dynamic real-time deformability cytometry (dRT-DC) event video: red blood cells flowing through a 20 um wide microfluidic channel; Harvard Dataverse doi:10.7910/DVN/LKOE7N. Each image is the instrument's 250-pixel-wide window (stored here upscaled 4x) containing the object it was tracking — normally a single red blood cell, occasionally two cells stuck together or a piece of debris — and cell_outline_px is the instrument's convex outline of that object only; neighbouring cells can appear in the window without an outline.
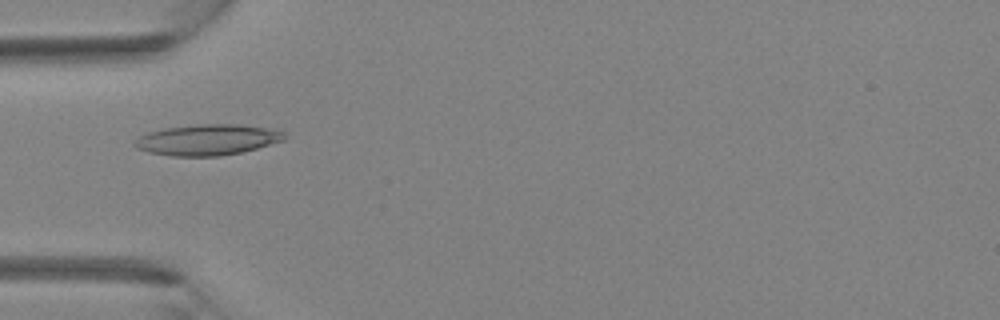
{"species": "Egyptian fruit bat (a non-hibernating species)", "species_latin": "Rousettus aegyptiacus", "temperature_condition": "room temperature", "stored_images_in_passage": 5, "camera_frame_rate_fps": 3000, "um_per_image_px": 0.085, "animal": {"sex": "female"}, "frame": {"image": 1, "passage_image": 4, "time_ms": 1.0, "image_size_px": [1000, 320], "cell_outline_px": [[288, 136], [284, 140], [256, 148], [240, 152], [220, 156], [172, 156], [148, 152], [136, 148], [132, 144], [140, 136], [148, 132], [164, 128], [204, 124], [240, 124], [268, 128], [284, 132]], "centroid_in_image_um": [17.63, 11.88], "position_along_channel_um": 67.4, "area_um2": 26.82}}
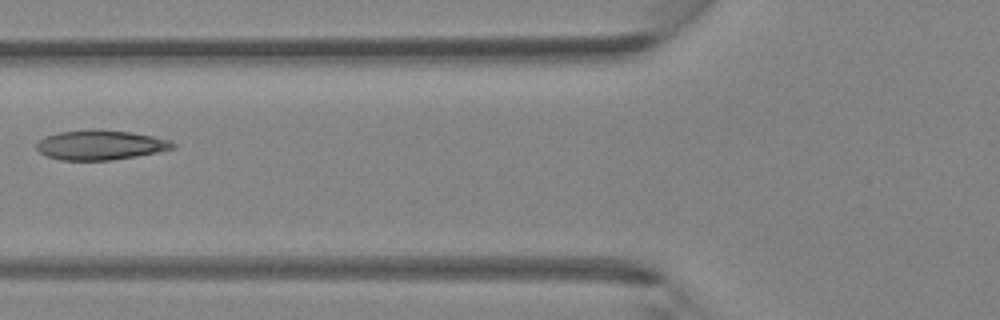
{"frame": {"image": 2, "passage_image": 5, "time_ms": 1.333, "image_size_px": [1000, 320], "cell_outline_px": [[176, 148], [136, 156], [112, 160], [60, 160], [48, 156], [40, 152], [36, 148], [36, 144], [44, 136], [60, 132], [132, 132], [172, 140], [176, 144]], "centroid_in_image_um": [8.57, 12.36], "position_along_channel_um": 117.2, "area_um2": 22.72}}